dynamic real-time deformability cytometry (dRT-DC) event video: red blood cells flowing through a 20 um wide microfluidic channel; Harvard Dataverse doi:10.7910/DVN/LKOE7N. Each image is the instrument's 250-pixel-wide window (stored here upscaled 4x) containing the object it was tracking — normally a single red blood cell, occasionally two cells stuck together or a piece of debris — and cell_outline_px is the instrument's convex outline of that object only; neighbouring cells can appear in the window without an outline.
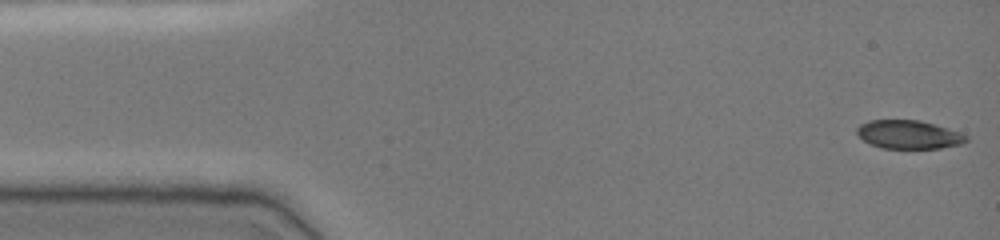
{"species": "common noctule bat (a hibernating species)", "species_latin": "Nyctalus noctula", "temperature_condition": "cold", "stored_images_in_passage": 48, "camera_frame_rate_fps": 3000, "um_per_image_px": 0.085, "animal": {"sex": "female", "body_mass_g": 19.0, "forearm_length_mm": 51.5}, "frame": {"image": 1, "passage_image": 1, "time_ms": 0.0, "image_size_px": [1000, 240], "cell_outline_px": [[968, 140], [960, 144], [940, 148], [880, 148], [864, 140], [856, 132], [856, 128], [860, 124], [868, 120], [920, 120], [948, 128], [960, 132], [968, 136]], "centroid_in_image_um": [77.24, 11.43], "position_along_channel_um": 7.8, "area_um2": 18.09}}
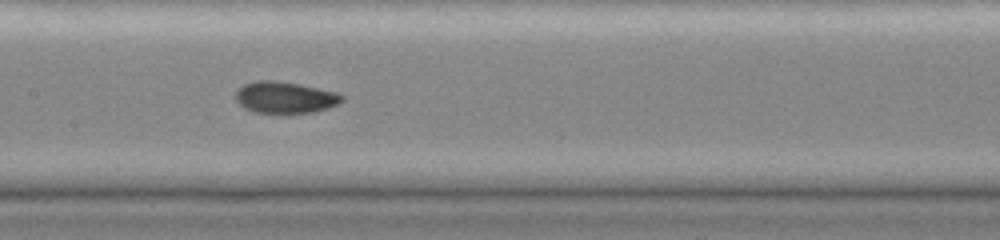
{"frame": {"image": 2, "passage_image": 23, "time_ms": 7.333, "image_size_px": [1000, 240], "cell_outline_px": [[344, 100], [328, 108], [312, 112], [256, 112], [244, 108], [236, 100], [236, 92], [244, 84], [256, 80], [276, 80], [300, 84], [340, 92], [344, 96]], "centroid_in_image_um": [24.26, 8.25], "position_along_channel_um": 183.1, "area_um2": 19.48}}
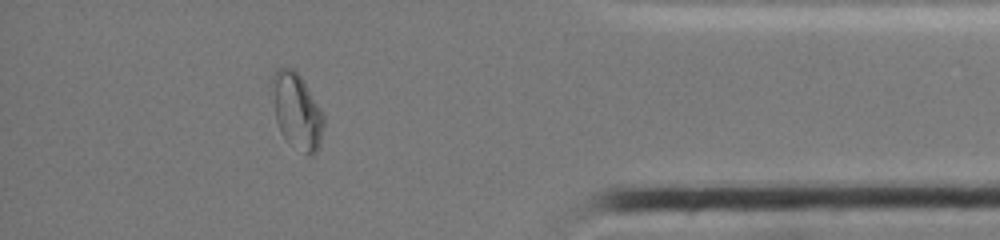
{"frame": {"image": 3, "passage_image": 42, "time_ms": 13.667, "image_size_px": [1000, 240], "cell_outline_px": [[324, 124], [320, 144], [316, 152], [312, 156], [308, 156], [284, 140], [280, 132], [276, 120], [272, 84], [272, 76], [280, 68], [292, 68], [300, 76], [324, 112]], "centroid_in_image_um": [25.26, 9.5], "position_along_channel_um": 409.9, "area_um2": 22.77}, "authors_computed_cell_mechanics": {"area_um2": 19.3919, "velocity_mm_per_s": 3.9284, "shape_relaxation_time_tau1_ms": 9.0119, "shape_relaxation_time_tau2_ms": null, "deformation_change_tau1": 0.1964, "deformation_change_tau2": null}}